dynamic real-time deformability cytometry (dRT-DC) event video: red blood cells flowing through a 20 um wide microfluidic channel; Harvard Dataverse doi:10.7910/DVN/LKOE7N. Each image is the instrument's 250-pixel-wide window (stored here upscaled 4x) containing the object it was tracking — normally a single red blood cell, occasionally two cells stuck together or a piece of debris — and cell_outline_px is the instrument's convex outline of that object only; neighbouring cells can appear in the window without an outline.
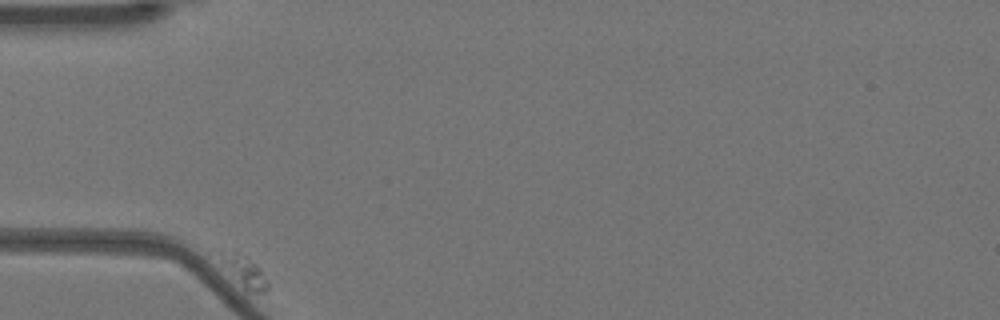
{"species": "Egyptian fruit bat (a non-hibernating species)", "species_latin": "Rousettus aegyptiacus", "temperature_condition": "warm", "stored_images_in_passage": 44, "camera_frame_rate_fps": 3000, "um_per_image_px": 0.085, "animal": {"sex": "female"}, "frame": {"image": 1, "passage_image": 1, "time_ms": 0.0, "image_size_px": [1000, 320], "cell_outline_px": [[268, 304], [248, 292], [244, 288], [220, 260], [212, 248], [220, 244], [236, 248], [256, 264], [260, 268], [268, 280]], "centroid_in_image_um": [20.75, 23.04], "position_along_channel_um": 64.2, "area_um2": 10.46}}
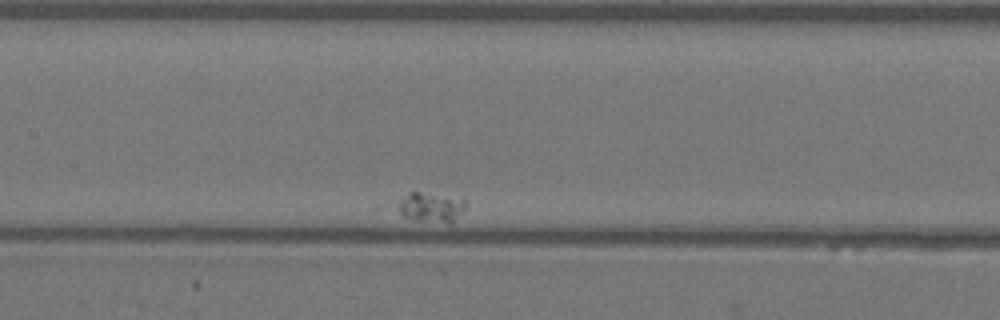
{"frame": {"image": 2, "passage_image": 20, "time_ms": 6.333, "image_size_px": [1000, 320], "cell_outline_px": [[464, 208], [452, 224], [448, 224], [416, 220], [376, 208], [388, 200], [408, 192], [420, 192], [464, 196]], "centroid_in_image_um": [36.22, 17.58], "position_along_channel_um": 171.2, "area_um2": 14.05}}
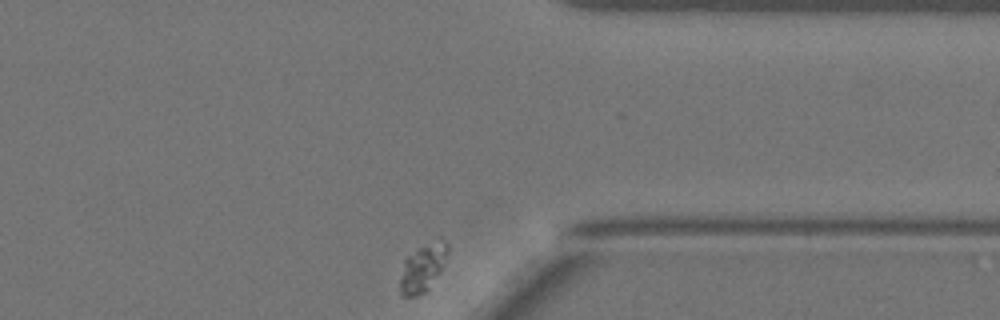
{"frame": {"image": 3, "passage_image": 44, "time_ms": 14.333, "image_size_px": [1000, 320], "cell_outline_px": [[448, 252], [440, 272], [428, 292], [416, 296], [400, 296], [400, 280], [404, 260], [408, 256], [420, 248], [444, 244], [448, 244]], "centroid_in_image_um": [35.88, 22.94], "position_along_channel_um": 375.5, "area_um2": 12.48}}